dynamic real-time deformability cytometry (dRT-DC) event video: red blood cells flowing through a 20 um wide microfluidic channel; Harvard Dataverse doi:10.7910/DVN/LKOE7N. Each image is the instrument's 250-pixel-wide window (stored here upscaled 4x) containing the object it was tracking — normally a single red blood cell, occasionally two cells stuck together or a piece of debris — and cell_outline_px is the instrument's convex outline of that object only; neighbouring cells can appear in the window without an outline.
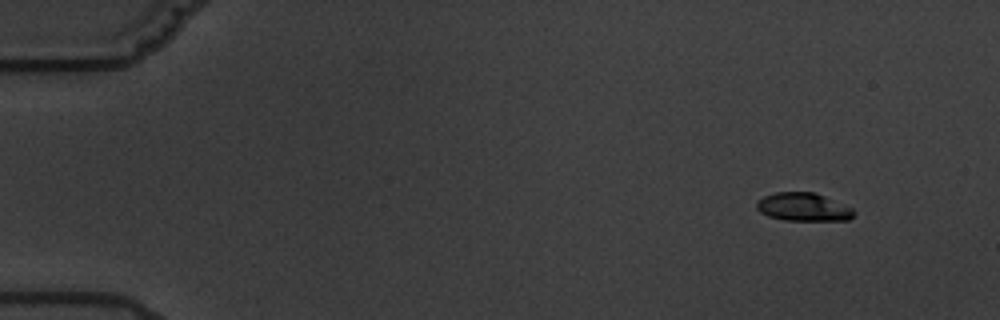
{"species": "common noctule bat (a hibernating species)", "species_latin": "Nyctalus noctula", "temperature_condition": "warm", "stored_images_in_passage": 5, "camera_frame_rate_fps": 3000, "um_per_image_px": 0.085, "animal": {"sex": "male", "body_mass_g": 19.5, "forearm_length_mm": 54.6}, "frame": {"image": 1, "passage_image": 2, "time_ms": 1.0, "image_size_px": [1000, 320], "cell_outline_px": [[856, 212], [848, 220], [784, 220], [768, 216], [760, 212], [756, 208], [756, 200], [764, 196], [776, 192], [816, 192], [852, 208]], "centroid_in_image_um": [68.26, 17.59], "position_along_channel_um": 16.7, "area_um2": 16.01}}